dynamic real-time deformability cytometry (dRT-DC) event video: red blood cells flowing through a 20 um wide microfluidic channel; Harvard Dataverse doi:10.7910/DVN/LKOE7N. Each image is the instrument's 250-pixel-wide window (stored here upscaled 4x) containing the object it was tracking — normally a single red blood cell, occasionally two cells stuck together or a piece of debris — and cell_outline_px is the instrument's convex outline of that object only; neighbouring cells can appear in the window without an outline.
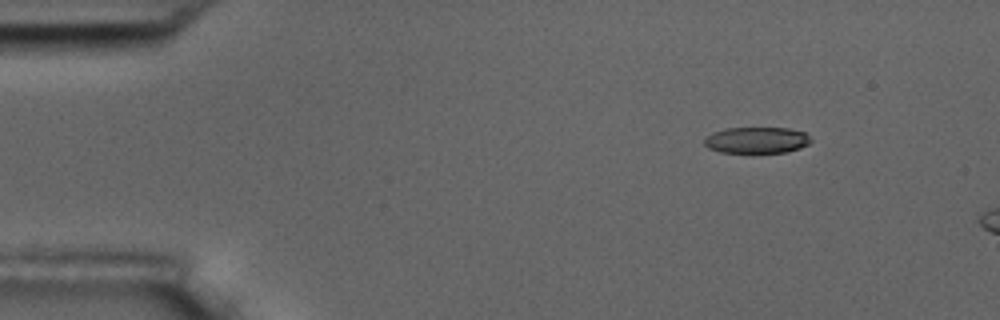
{"species": "common noctule bat (a hibernating species)", "species_latin": "Nyctalus noctula", "temperature_condition": "room temperature", "stored_images_in_passage": 4, "camera_frame_rate_fps": 3000, "um_per_image_px": 0.085, "animal": {"sex": "male", "body_mass_g": 17.5, "forearm_length_mm": 52.3}, "frame": {"image": 1, "passage_image": 1, "time_ms": 0.0, "image_size_px": [1000, 320], "cell_outline_px": [[812, 140], [808, 144], [800, 148], [788, 152], [720, 152], [708, 148], [704, 144], [704, 140], [712, 132], [724, 128], [788, 128], [804, 132]], "centroid_in_image_um": [64.31, 11.91], "position_along_channel_um": 20.7, "area_um2": 16.24}}